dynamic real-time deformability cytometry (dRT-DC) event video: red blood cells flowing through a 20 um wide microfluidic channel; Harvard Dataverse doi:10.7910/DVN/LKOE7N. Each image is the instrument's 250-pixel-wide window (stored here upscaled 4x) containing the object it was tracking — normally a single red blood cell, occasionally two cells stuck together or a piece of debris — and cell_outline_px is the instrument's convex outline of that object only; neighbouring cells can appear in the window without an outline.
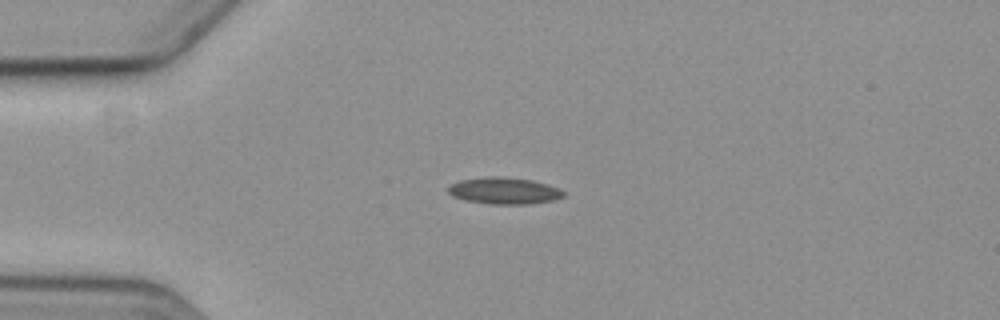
{"species": "common noctule bat (a hibernating species)", "species_latin": "Nyctalus noctula", "temperature_condition": "cold", "stored_images_in_passage": 5, "camera_frame_rate_fps": 3000, "um_per_image_px": 0.085, "animal": {"sex": "female", "body_mass_g": 19.3, "forearm_length_mm": 54.1}, "frame": {"image": 1, "passage_image": 4, "time_ms": 3.667, "image_size_px": [1000, 320], "cell_outline_px": [[564, 196], [552, 200], [528, 204], [492, 204], [464, 200], [452, 196], [448, 192], [448, 188], [452, 184], [460, 180], [488, 176], [500, 176], [532, 180], [548, 184], [564, 192]], "centroid_in_image_um": [42.82, 16.21], "position_along_channel_um": 42.2, "area_um2": 17.8}}